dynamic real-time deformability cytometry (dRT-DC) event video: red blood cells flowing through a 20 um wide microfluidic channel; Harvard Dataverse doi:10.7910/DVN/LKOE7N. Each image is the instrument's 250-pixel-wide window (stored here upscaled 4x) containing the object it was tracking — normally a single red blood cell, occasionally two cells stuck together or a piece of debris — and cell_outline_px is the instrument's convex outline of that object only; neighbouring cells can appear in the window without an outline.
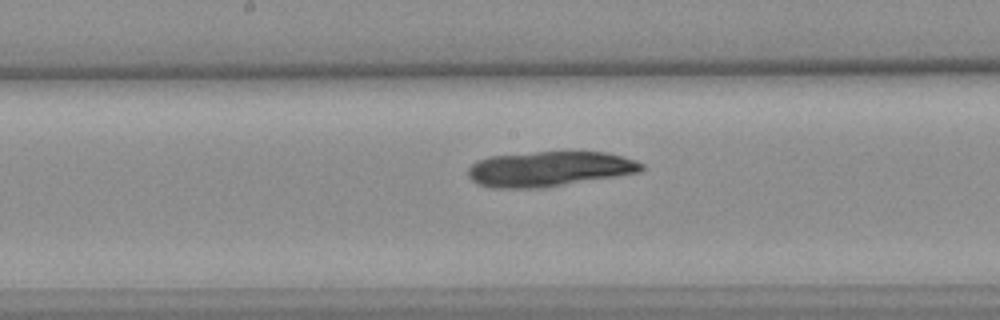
{"species": "common noctule bat (a hibernating species)", "species_latin": "Nyctalus noctula", "temperature_condition": "warm", "stored_images_in_passage": 36, "camera_frame_rate_fps": 3000, "um_per_image_px": 0.085, "animal": {"sex": "female", "body_mass_g": 25.1}, "frame": {"image": 1, "passage_image": 19, "time_ms": 6.0, "image_size_px": [1000, 320], "cell_outline_px": [[644, 168], [640, 172], [544, 188], [492, 188], [480, 184], [472, 180], [468, 176], [468, 168], [476, 160], [488, 156], [536, 152], [604, 152], [636, 160], [644, 164]], "centroid_in_image_um": [46.67, 14.36], "position_along_channel_um": 201.5, "area_um2": 35.49}}
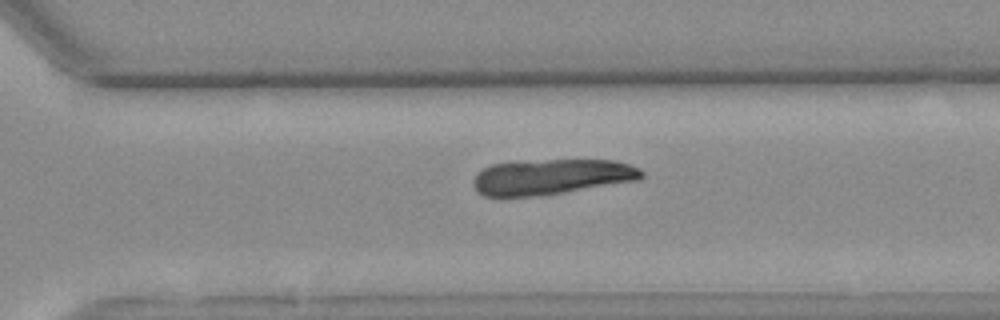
{"frame": {"image": 2, "passage_image": 29, "time_ms": 9.333, "image_size_px": [1000, 320], "cell_outline_px": [[644, 176], [640, 180], [564, 192], [536, 196], [484, 196], [472, 184], [472, 180], [484, 168], [492, 164], [548, 160], [616, 160], [640, 168], [644, 172]], "centroid_in_image_um": [46.94, 15.03], "position_along_channel_um": 323.7, "area_um2": 34.45}}
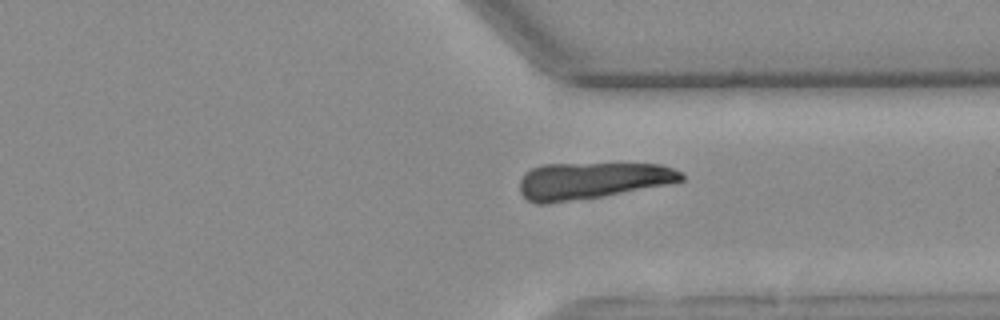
{"frame": {"image": 3, "passage_image": 32, "time_ms": 10.333, "image_size_px": [1000, 320], "cell_outline_px": [[684, 180], [668, 184], [600, 196], [548, 204], [536, 204], [528, 200], [520, 192], [520, 180], [524, 172], [532, 168], [544, 164], [660, 164], [684, 172]], "centroid_in_image_um": [50.29, 15.35], "position_along_channel_um": 361.1, "area_um2": 34.33}}